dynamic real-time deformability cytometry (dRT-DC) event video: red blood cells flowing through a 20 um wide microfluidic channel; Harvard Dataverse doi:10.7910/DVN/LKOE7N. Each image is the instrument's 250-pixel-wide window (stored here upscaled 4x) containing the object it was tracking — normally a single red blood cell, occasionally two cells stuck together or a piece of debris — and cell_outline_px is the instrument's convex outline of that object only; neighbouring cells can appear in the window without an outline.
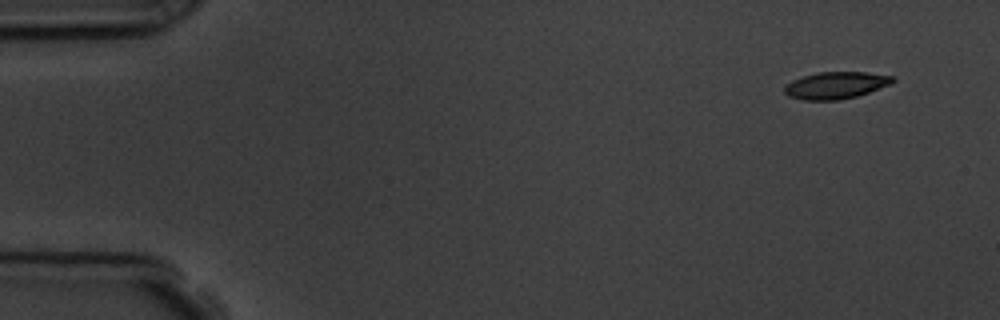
{"species": "common noctule bat (a hibernating species)", "species_latin": "Nyctalus noctula", "temperature_condition": "room temperature", "stored_images_in_passage": 9, "camera_frame_rate_fps": 3000, "um_per_image_px": 0.085, "animal": {"sex": "male", "body_mass_g": 19.5, "forearm_length_mm": 54.6}, "frame": {"image": 1, "passage_image": 1, "time_ms": 0.0, "image_size_px": [1000, 320], "cell_outline_px": [[896, 80], [892, 84], [856, 96], [840, 100], [804, 100], [788, 96], [784, 92], [784, 88], [792, 80], [816, 72], [864, 72], [896, 76]], "centroid_in_image_um": [71.08, 7.24], "position_along_channel_um": 13.9, "area_um2": 17.05}}
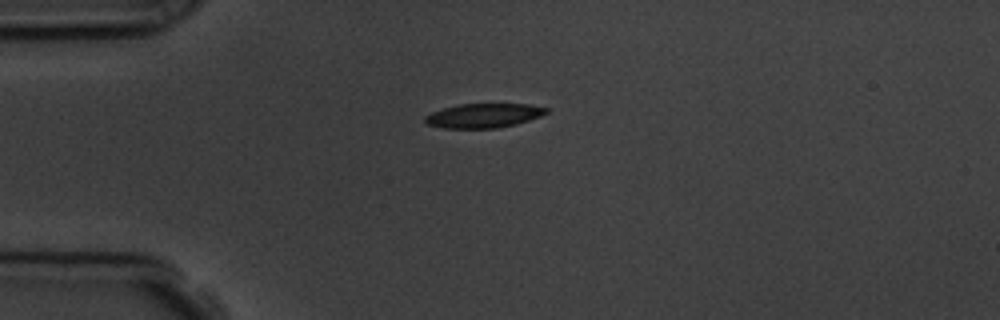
{"frame": {"image": 2, "passage_image": 4, "time_ms": 3.333, "image_size_px": [1000, 320], "cell_outline_px": [[548, 112], [540, 116], [516, 124], [496, 128], [444, 128], [428, 124], [424, 120], [424, 116], [432, 112], [456, 104], [528, 104], [548, 108]], "centroid_in_image_um": [41.1, 9.82], "position_along_channel_um": 43.9, "area_um2": 17.05}}
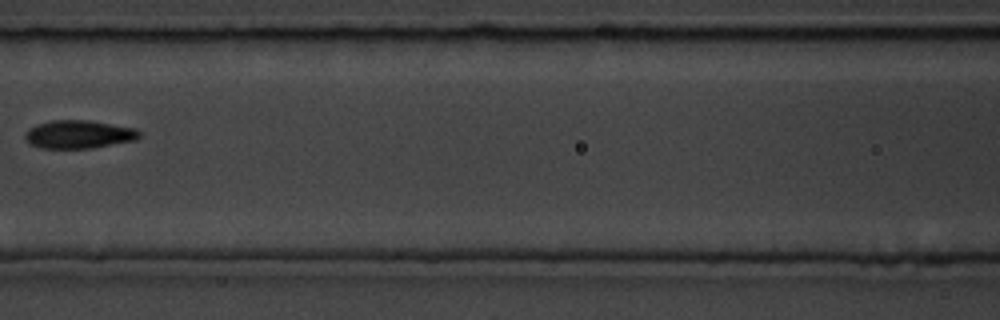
{"frame": {"image": 3, "passage_image": 7, "time_ms": 7.0, "image_size_px": [1000, 320], "cell_outline_px": [[140, 136], [136, 140], [92, 148], [40, 148], [24, 140], [24, 136], [28, 128], [36, 124], [52, 120], [88, 120], [136, 128], [140, 132]], "centroid_in_image_um": [6.68, 11.41], "position_along_channel_um": 159.9, "area_um2": 18.84}}